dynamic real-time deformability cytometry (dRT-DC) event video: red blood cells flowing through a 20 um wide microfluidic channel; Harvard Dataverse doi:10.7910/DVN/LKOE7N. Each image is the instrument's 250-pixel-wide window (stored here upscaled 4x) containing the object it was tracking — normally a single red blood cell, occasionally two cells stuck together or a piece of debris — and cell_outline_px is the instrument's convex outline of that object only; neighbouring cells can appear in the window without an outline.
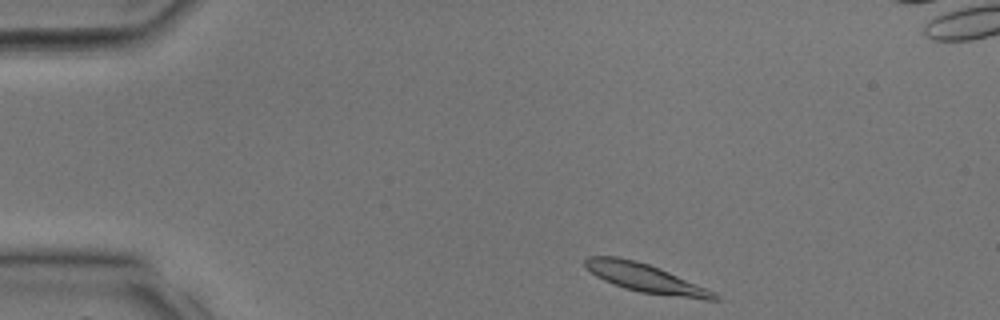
{"species": "common noctule bat (a hibernating species)", "species_latin": "Nyctalus noctula", "temperature_condition": "room temperature", "stored_images_in_passage": 29, "camera_frame_rate_fps": 3000, "um_per_image_px": 0.085, "animal": {"sex": "male", "body_mass_g": 17.9, "forearm_length_mm": 54.2}, "frame": {"image": 1, "passage_image": 1, "time_ms": 0.0, "image_size_px": [1000, 320], "cell_outline_px": [[720, 300], [704, 300], [640, 292], [624, 288], [604, 280], [596, 276], [584, 264], [584, 260], [588, 256], [616, 256], [636, 260], [660, 268], [704, 288], [720, 296]], "centroid_in_image_um": [54.83, 23.63], "position_along_channel_um": 30.2, "area_um2": 21.15}}
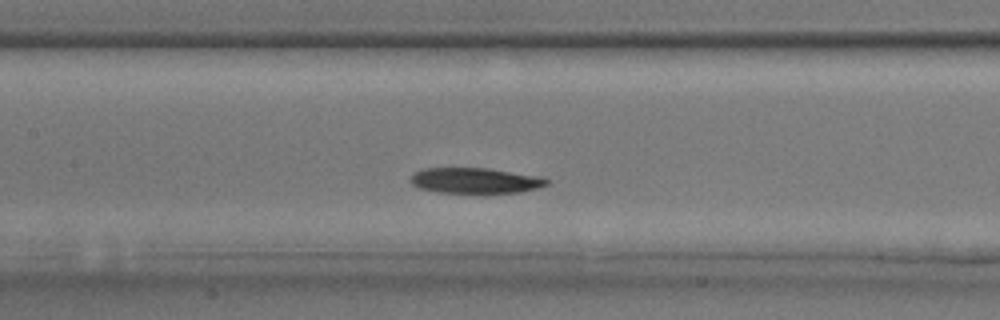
{"frame": {"image": 2, "passage_image": 11, "time_ms": 3.333, "image_size_px": [1000, 320], "cell_outline_px": [[548, 184], [536, 188], [520, 192], [436, 192], [420, 188], [412, 184], [412, 172], [424, 168], [488, 168], [544, 176], [548, 180]], "centroid_in_image_um": [40.42, 15.33], "position_along_channel_um": 167.0, "area_um2": 20.17}}
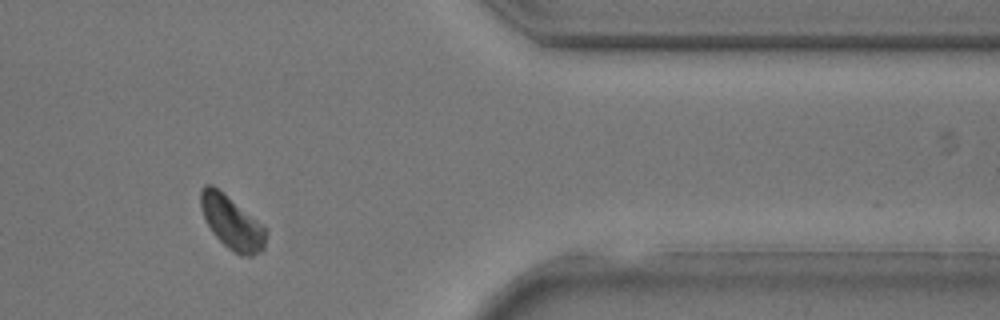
{"frame": {"image": 3, "passage_image": 23, "time_ms": 7.333, "image_size_px": [1000, 320], "cell_outline_px": [[264, 248], [260, 252], [252, 256], [240, 256], [228, 248], [212, 232], [200, 208], [200, 188], [204, 184], [212, 184], [264, 224]], "centroid_in_image_um": [19.68, 18.9], "position_along_channel_um": 391.7, "area_um2": 20.11}}